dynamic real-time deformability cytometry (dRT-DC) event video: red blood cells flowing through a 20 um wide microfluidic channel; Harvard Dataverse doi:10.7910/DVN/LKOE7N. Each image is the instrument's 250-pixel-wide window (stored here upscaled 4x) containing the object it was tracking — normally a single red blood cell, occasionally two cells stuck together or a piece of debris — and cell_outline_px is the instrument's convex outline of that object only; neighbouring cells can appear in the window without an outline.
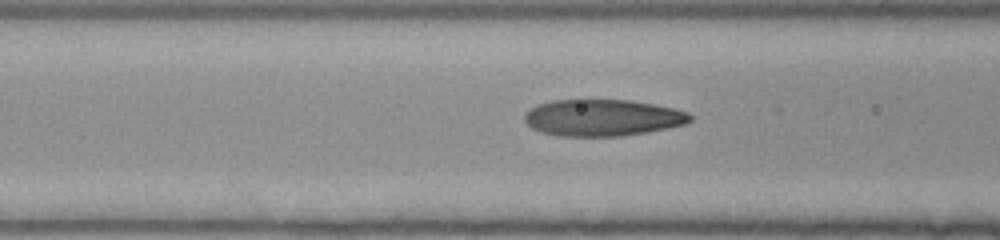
{"species": "human", "species_latin": "Homo sapiens", "temperature_condition": "room temperature", "stored_images_in_passage": 38, "camera_frame_rate_fps": 3000, "um_per_image_px": 0.085, "donor": {"sex": "female"}, "frame": {"image": 1, "passage_image": 17, "time_ms": 5.333, "image_size_px": [1000, 240], "cell_outline_px": [[692, 120], [684, 124], [644, 132], [620, 136], [556, 136], [540, 132], [532, 128], [524, 120], [524, 112], [536, 104], [552, 100], [628, 100], [656, 104], [688, 112], [692, 116]], "centroid_in_image_um": [51.16, 10.0], "position_along_channel_um": 115.4, "area_um2": 35.37}}
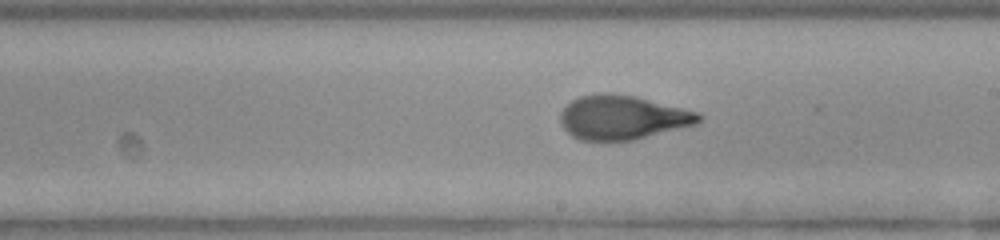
{"frame": {"image": 2, "passage_image": 26, "time_ms": 8.333, "image_size_px": [1000, 240], "cell_outline_px": [[704, 116], [696, 124], [632, 140], [580, 140], [572, 136], [564, 128], [560, 120], [560, 112], [572, 100], [580, 96], [604, 92], [608, 92], [636, 96], [700, 112]], "centroid_in_image_um": [52.92, 9.96], "position_along_channel_um": 236.1, "area_um2": 35.55}}
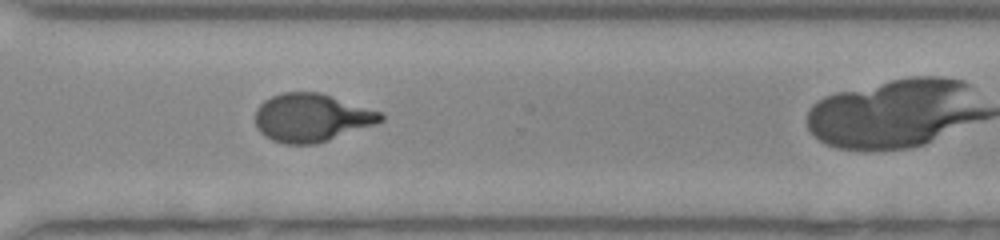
{"frame": {"image": 3, "passage_image": 34, "time_ms": 11.0, "image_size_px": [1000, 240], "cell_outline_px": [[384, 120], [376, 124], [316, 144], [284, 144], [272, 140], [264, 136], [256, 128], [256, 108], [264, 100], [272, 96], [284, 92], [320, 92], [380, 112], [384, 116]], "centroid_in_image_um": [26.45, 10.01], "position_along_channel_um": 344.2, "area_um2": 35.08}}